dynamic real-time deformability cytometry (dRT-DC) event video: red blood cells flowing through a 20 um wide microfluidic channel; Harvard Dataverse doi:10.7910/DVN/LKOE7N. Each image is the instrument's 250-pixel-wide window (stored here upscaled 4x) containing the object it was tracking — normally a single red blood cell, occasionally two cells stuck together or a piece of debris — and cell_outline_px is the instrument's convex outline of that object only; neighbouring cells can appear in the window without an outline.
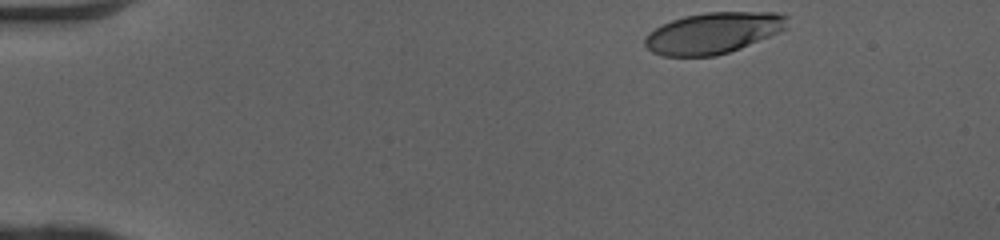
{"species": "human", "species_latin": "Homo sapiens", "temperature_condition": "cold", "stored_images_in_passage": 38, "camera_frame_rate_fps": 3000, "um_per_image_px": 0.085, "donor": {"sex": "female"}, "frame": {"image": 1, "passage_image": 1, "time_ms": 0.0, "image_size_px": [1000, 240], "cell_outline_px": [[788, 28], [780, 32], [740, 48], [716, 56], [660, 56], [652, 52], [644, 44], [644, 36], [648, 32], [672, 20], [684, 16], [704, 12], [776, 12], [788, 16]], "centroid_in_image_um": [60.63, 2.8], "position_along_channel_um": 24.4, "area_um2": 34.33}}
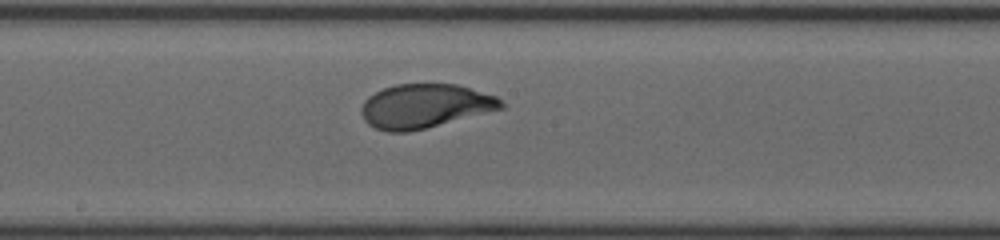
{"frame": {"image": 2, "passage_image": 22, "time_ms": 7.0, "image_size_px": [1000, 240], "cell_outline_px": [[504, 108], [408, 132], [388, 132], [376, 128], [368, 124], [364, 120], [360, 112], [360, 108], [364, 100], [368, 96], [384, 88], [396, 84], [456, 84], [496, 96], [504, 104]], "centroid_in_image_um": [36.06, 9.01], "position_along_channel_um": 212.1, "area_um2": 35.6}}
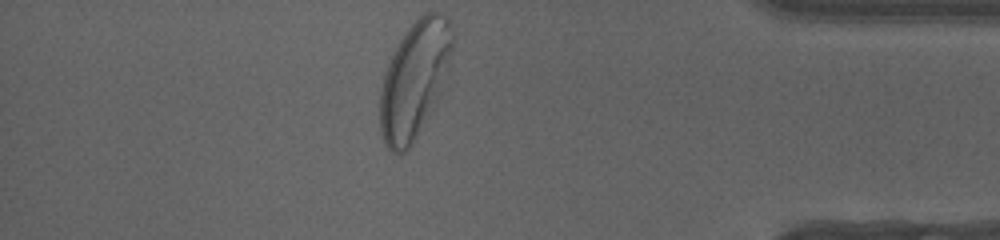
{"frame": {"image": 3, "passage_image": 38, "time_ms": 12.333, "image_size_px": [1000, 240], "cell_outline_px": [[452, 48], [432, 108], [412, 144], [404, 152], [392, 152], [388, 148], [384, 140], [380, 128], [380, 88], [384, 72], [400, 40], [408, 28], [424, 12], [440, 12], [448, 20], [452, 32]], "centroid_in_image_um": [35.17, 6.76], "position_along_channel_um": 400.0, "area_um2": 47.45}, "authors_computed_cell_mechanics": {"area_um2": 36.2406, "velocity_mm_per_s": 4.0652, "shape_relaxation_time_tau1_ms": 3.1199, "shape_relaxation_time_tau2_ms": null, "deformation_change_tau1": 0.1836, "deformation_change_tau2": null}}